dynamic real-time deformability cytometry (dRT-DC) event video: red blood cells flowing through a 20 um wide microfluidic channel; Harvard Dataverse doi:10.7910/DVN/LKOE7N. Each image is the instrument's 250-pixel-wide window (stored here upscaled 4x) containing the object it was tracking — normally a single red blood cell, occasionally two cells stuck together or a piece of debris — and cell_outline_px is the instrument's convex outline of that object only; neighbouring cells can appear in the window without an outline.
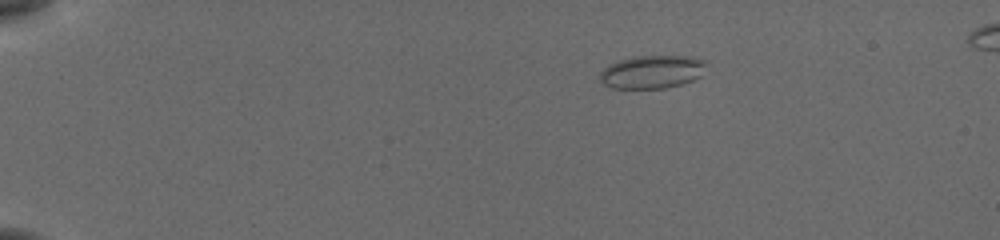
{"species": "common noctule bat (a hibernating species)", "species_latin": "Nyctalus noctula", "temperature_condition": "cold", "stored_images_in_passage": 45, "camera_frame_rate_fps": 3000, "um_per_image_px": 0.085, "animal": {"sex": "female", "body_mass_g": 19.5, "forearm_length_mm": 54.1}, "frame": {"image": 1, "passage_image": 1, "time_ms": 0.0, "image_size_px": [1000, 240], "cell_outline_px": [[704, 64], [700, 76], [692, 80], [680, 84], [664, 88], [612, 88], [604, 84], [600, 80], [600, 72], [604, 68], [612, 64], [624, 60], [640, 56], [676, 56], [700, 60]], "centroid_in_image_um": [55.36, 6.14], "position_along_channel_um": 29.6, "area_um2": 19.65}}
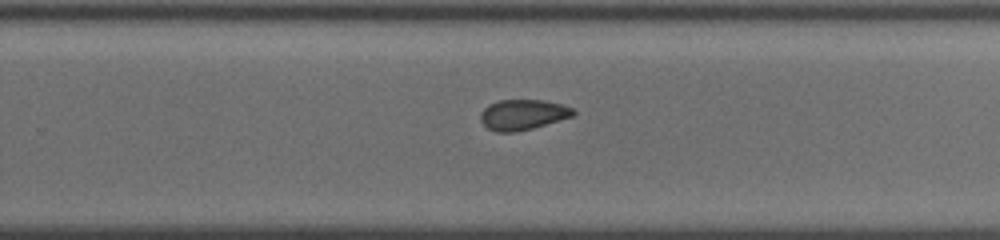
{"frame": {"image": 2, "passage_image": 28, "time_ms": 9.0, "image_size_px": [1000, 240], "cell_outline_px": [[576, 112], [572, 116], [532, 128], [516, 132], [496, 132], [488, 128], [480, 120], [480, 116], [484, 108], [488, 104], [500, 100], [544, 100], [560, 104], [572, 108]], "centroid_in_image_um": [44.41, 9.74], "position_along_channel_um": 285.4, "area_um2": 16.24}}
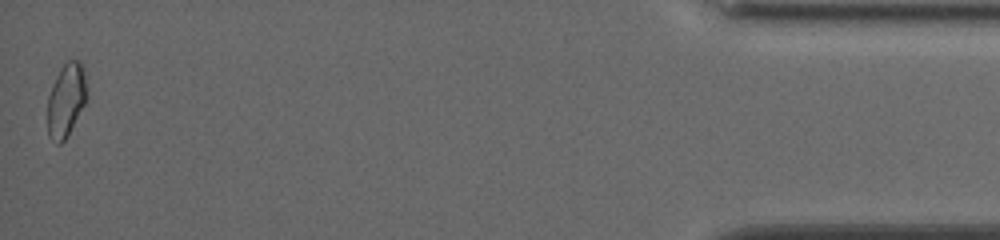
{"frame": {"image": 3, "passage_image": 45, "time_ms": 14.667, "image_size_px": [1000, 240], "cell_outline_px": [[84, 104], [64, 140], [60, 144], [56, 144], [48, 136], [48, 96], [52, 84], [60, 68], [68, 60], [80, 60], [84, 72]], "centroid_in_image_um": [5.56, 8.5], "position_along_channel_um": 429.6, "area_um2": 16.18}, "authors_computed_cell_mechanics": {"area_um2": 16.6464, "velocity_mm_per_s": 3.8759, "shape_relaxation_time_tau1_ms": null, "shape_relaxation_time_tau2_ms": 2.5138, "deformation_change_tau1": null, "deformation_change_tau2": 0.0519}}